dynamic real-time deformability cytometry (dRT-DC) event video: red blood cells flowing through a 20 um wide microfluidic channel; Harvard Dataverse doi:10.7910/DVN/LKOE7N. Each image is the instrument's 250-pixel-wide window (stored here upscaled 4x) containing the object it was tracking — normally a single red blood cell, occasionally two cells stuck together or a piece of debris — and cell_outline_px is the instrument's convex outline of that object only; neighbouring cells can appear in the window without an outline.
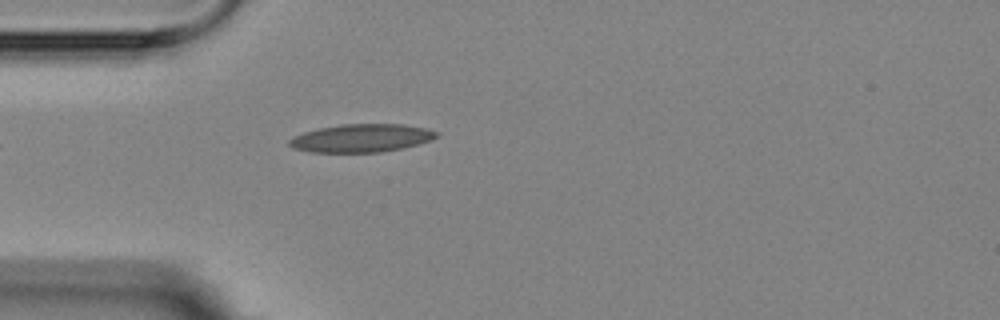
{"species": "Egyptian fruit bat (a non-hibernating species)", "species_latin": "Rousettus aegyptiacus", "temperature_condition": "room temperature", "stored_images_in_passage": 5, "camera_frame_rate_fps": 3000, "um_per_image_px": 0.085, "animal": {"sex": "female"}, "frame": {"image": 1, "passage_image": 4, "time_ms": 4.667, "image_size_px": [1000, 320], "cell_outline_px": [[440, 136], [432, 140], [400, 148], [380, 152], [308, 152], [292, 148], [288, 144], [288, 140], [292, 136], [304, 132], [320, 128], [340, 124], [404, 124], [428, 128], [440, 132]], "centroid_in_image_um": [30.73, 11.73], "position_along_channel_um": 54.3, "area_um2": 24.28}}